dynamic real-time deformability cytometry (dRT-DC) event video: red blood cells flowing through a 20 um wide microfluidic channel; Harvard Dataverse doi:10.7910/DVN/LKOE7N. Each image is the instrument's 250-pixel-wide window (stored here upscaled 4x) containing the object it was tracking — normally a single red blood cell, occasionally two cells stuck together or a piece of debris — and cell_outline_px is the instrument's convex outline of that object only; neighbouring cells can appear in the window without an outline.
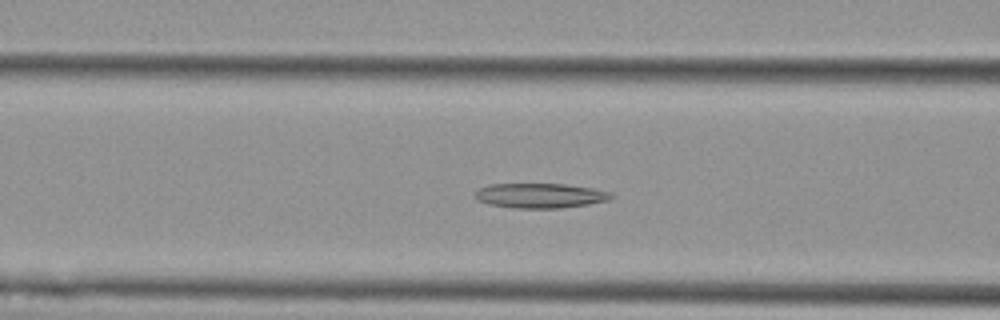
{"species": "Egyptian fruit bat (a non-hibernating species)", "species_latin": "Rousettus aegyptiacus", "temperature_condition": "cold", "stored_images_in_passage": 53, "camera_frame_rate_fps": 3000, "um_per_image_px": 0.085, "animal": {"sex": "female"}, "frame": {"image": 1, "passage_image": 20, "time_ms": 6.333, "image_size_px": [1000, 320], "cell_outline_px": [[616, 196], [608, 200], [588, 204], [560, 208], [512, 208], [488, 204], [476, 200], [472, 196], [480, 188], [488, 184], [564, 184], [592, 188], [608, 192]], "centroid_in_image_um": [45.86, 16.63], "position_along_channel_um": 120.7, "area_um2": 19.71}}
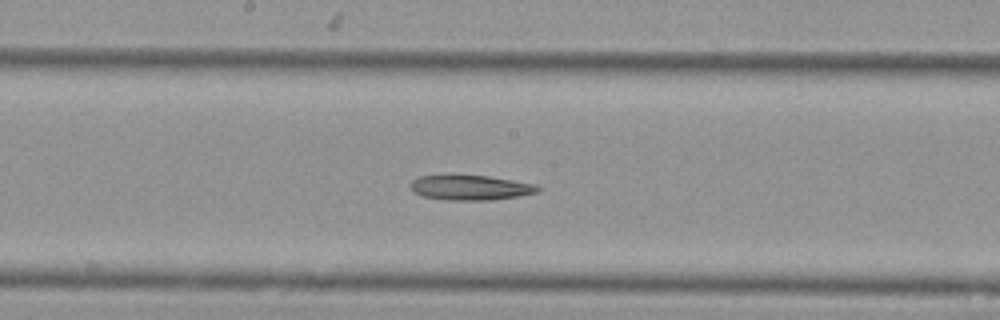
{"frame": {"image": 2, "passage_image": 27, "time_ms": 8.667, "image_size_px": [1000, 320], "cell_outline_px": [[540, 188], [536, 192], [520, 196], [488, 200], [448, 200], [424, 196], [412, 192], [408, 184], [416, 176], [452, 172], [488, 176], [536, 184]], "centroid_in_image_um": [39.86, 15.89], "position_along_channel_um": 208.3, "area_um2": 19.36}}
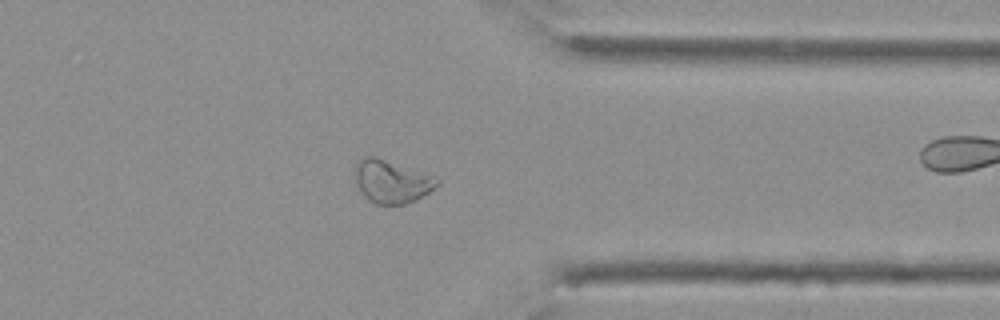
{"frame": {"image": 3, "passage_image": 41, "time_ms": 13.333, "image_size_px": [1000, 320], "cell_outline_px": [[440, 184], [416, 200], [404, 204], [376, 204], [368, 200], [364, 196], [352, 180], [356, 164], [364, 156], [376, 156], [432, 176], [440, 180]], "centroid_in_image_um": [33.22, 15.43], "position_along_channel_um": 378.2, "area_um2": 20.58}}